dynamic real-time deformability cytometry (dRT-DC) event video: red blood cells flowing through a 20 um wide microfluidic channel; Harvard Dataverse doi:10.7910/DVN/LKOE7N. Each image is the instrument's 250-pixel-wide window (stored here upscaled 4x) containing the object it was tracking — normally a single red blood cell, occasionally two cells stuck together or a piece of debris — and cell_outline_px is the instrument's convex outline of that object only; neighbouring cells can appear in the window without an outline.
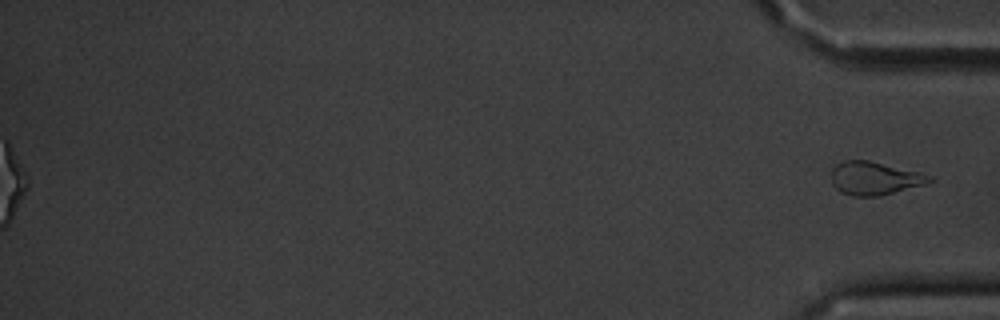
{"species": "common noctule bat (a hibernating species)", "species_latin": "Nyctalus noctula", "temperature_condition": "cold", "stored_images_in_passage": 15, "segment_of_instrument_passage": [2, 2], "camera_frame_rate_fps": 3000, "um_per_image_px": 0.085, "animal": {"sex": "male", "body_mass_g": 20.1, "forearm_length_mm": 53.5}, "frame": {"image": 1, "passage_image": 15, "time_ms": 18.0, "image_size_px": [1000, 320], "cell_outline_px": [[932, 180], [924, 184], [880, 196], [852, 196], [840, 192], [832, 184], [832, 168], [836, 164], [844, 160], [868, 160], [920, 172], [932, 176]], "centroid_in_image_um": [74.3, 15.15], "position_along_channel_um": 360.9, "area_um2": 18.9}}